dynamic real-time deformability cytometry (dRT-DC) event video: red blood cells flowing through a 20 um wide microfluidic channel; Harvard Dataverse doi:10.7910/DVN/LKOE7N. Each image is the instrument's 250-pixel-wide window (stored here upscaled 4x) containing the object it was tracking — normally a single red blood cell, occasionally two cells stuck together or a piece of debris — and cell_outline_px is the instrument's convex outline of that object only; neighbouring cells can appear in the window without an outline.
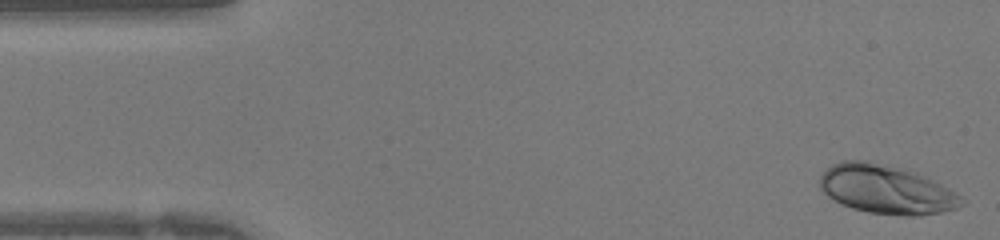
{"species": "human", "species_latin": "Homo sapiens", "temperature_condition": "warm", "stored_images_in_passage": 41, "camera_frame_rate_fps": 3000, "um_per_image_px": 0.085, "donor": {"sex": "female"}, "frame": {"image": 1, "passage_image": 1, "time_ms": 0.0, "image_size_px": [1000, 240], "cell_outline_px": [[968, 200], [964, 204], [956, 208], [940, 212], [920, 216], [904, 216], [868, 212], [852, 208], [828, 196], [820, 188], [820, 176], [832, 164], [840, 160], [868, 160], [908, 168], [956, 192]], "centroid_in_image_um": [75.37, 16.08], "position_along_channel_um": 9.6, "area_um2": 40.69}}
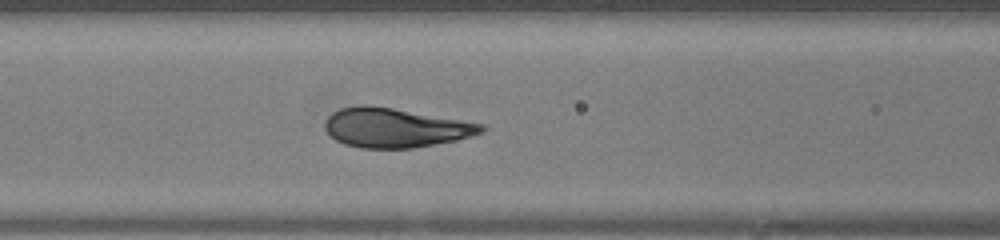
{"frame": {"image": 2, "passage_image": 16, "time_ms": 5.0, "image_size_px": [1000, 240], "cell_outline_px": [[488, 128], [484, 132], [456, 140], [412, 148], [360, 148], [344, 144], [336, 140], [324, 128], [324, 124], [328, 116], [332, 112], [340, 108], [364, 104], [368, 104], [392, 108], [484, 124]], "centroid_in_image_um": [33.58, 10.86], "position_along_channel_um": 133.0, "area_um2": 35.72}}
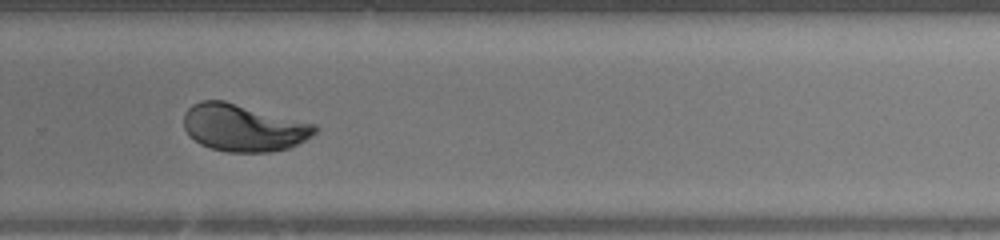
{"frame": {"image": 3, "passage_image": 27, "time_ms": 8.667, "image_size_px": [1000, 240], "cell_outline_px": [[320, 128], [312, 136], [288, 148], [272, 152], [228, 152], [212, 148], [200, 144], [184, 128], [184, 112], [192, 104], [200, 100], [224, 100], [316, 124]], "centroid_in_image_um": [20.71, 10.84], "position_along_channel_um": 309.1, "area_um2": 36.07}}